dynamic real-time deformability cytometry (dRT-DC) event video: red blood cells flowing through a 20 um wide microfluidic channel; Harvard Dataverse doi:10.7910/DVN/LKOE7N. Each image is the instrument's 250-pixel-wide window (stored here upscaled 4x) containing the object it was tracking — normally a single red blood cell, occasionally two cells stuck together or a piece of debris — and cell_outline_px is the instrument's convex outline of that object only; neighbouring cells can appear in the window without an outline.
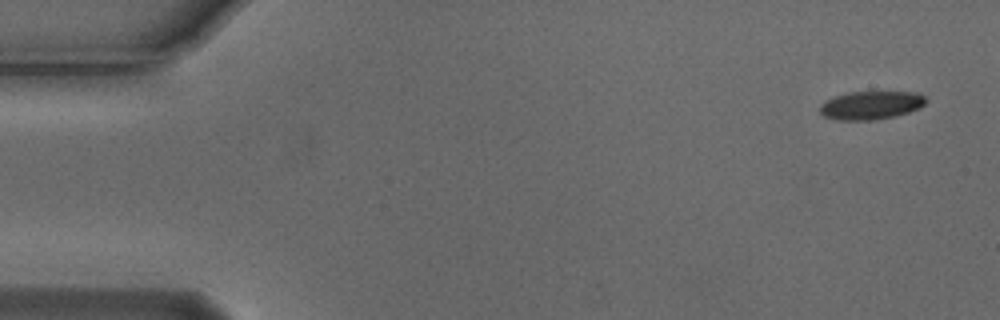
{"species": "Egyptian fruit bat (a non-hibernating species)", "species_latin": "Rousettus aegyptiacus", "temperature_condition": "cold", "stored_images_in_passage": 6, "segment_of_instrument_passage": [2, 2], "camera_frame_rate_fps": 3000, "um_per_image_px": 0.085, "animal": {"sex": "male"}, "frame": {"image": 1, "passage_image": 6, "time_ms": 1.667, "image_size_px": [1000, 320], "cell_outline_px": [[928, 100], [920, 108], [896, 116], [872, 120], [836, 120], [824, 116], [820, 112], [820, 104], [824, 100], [848, 92], [916, 92], [924, 96]], "centroid_in_image_um": [74.03, 8.94], "position_along_channel_um": 11.0, "area_um2": 17.57}}